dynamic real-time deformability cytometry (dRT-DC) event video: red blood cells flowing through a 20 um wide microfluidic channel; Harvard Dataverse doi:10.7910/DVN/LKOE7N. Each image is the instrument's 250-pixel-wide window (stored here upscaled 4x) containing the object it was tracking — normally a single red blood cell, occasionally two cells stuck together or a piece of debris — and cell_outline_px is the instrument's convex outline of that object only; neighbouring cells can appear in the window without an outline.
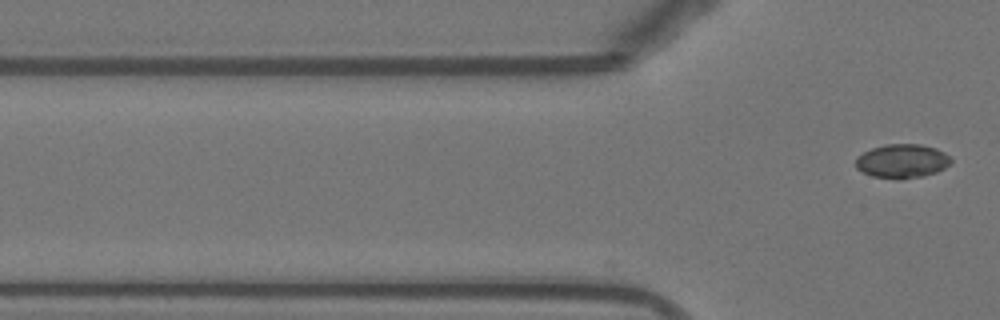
{"species": "Egyptian fruit bat (a non-hibernating species)", "species_latin": "Rousettus aegyptiacus", "temperature_condition": "warm", "stored_images_in_passage": 11, "camera_frame_rate_fps": 3000, "um_per_image_px": 0.085, "animal": {"sex": "female"}, "frame": {"image": 1, "passage_image": 11, "time_ms": 3.333, "image_size_px": [1000, 320], "cell_outline_px": [[952, 160], [944, 168], [936, 172], [920, 176], [900, 180], [872, 176], [856, 168], [856, 156], [872, 148], [884, 144], [920, 144], [936, 148], [944, 152]], "centroid_in_image_um": [76.65, 13.69], "position_along_channel_um": 49.1, "area_um2": 18.79}}